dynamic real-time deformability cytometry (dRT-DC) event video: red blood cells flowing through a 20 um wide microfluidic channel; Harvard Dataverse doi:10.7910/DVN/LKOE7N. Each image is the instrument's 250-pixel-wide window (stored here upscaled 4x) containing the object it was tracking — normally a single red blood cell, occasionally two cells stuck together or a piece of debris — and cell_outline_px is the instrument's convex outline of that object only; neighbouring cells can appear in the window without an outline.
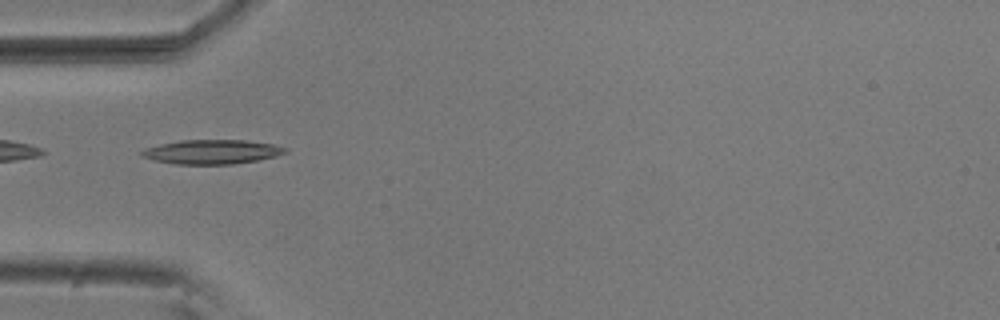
{"species": "common noctule bat (a hibernating species)", "species_latin": "Nyctalus noctula", "temperature_condition": "room temperature", "stored_images_in_passage": 53, "camera_frame_rate_fps": 3000, "um_per_image_px": 0.085, "animal": {"sex": "male", "body_mass_g": 20.5, "forearm_length_mm": 52.5}, "frame": {"image": 1, "passage_image": 16, "time_ms": 5.0, "image_size_px": [1000, 320], "cell_outline_px": [[288, 152], [276, 156], [256, 160], [232, 164], [176, 164], [156, 160], [140, 156], [140, 152], [144, 148], [160, 144], [180, 140], [244, 140], [272, 144], [288, 148]], "centroid_in_image_um": [18.01, 12.9], "position_along_channel_um": 67.0, "area_um2": 20.23}}
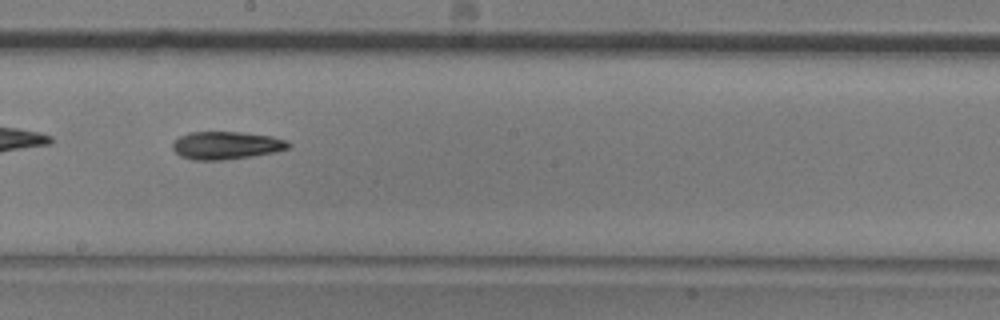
{"frame": {"image": 2, "passage_image": 29, "time_ms": 9.333, "image_size_px": [1000, 320], "cell_outline_px": [[292, 144], [288, 148], [276, 152], [252, 156], [220, 160], [192, 160], [180, 156], [172, 148], [172, 144], [180, 136], [188, 132], [240, 132], [272, 136], [284, 140]], "centroid_in_image_um": [19.22, 12.36], "position_along_channel_um": 229.0, "area_um2": 18.73}}
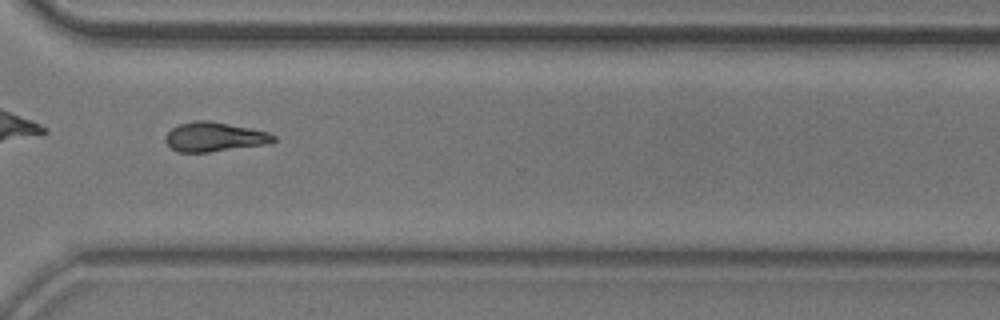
{"frame": {"image": 3, "passage_image": 39, "time_ms": 12.667, "image_size_px": [1000, 320], "cell_outline_px": [[276, 140], [264, 144], [208, 152], [176, 152], [164, 140], [164, 136], [172, 128], [180, 124], [192, 120], [208, 120], [268, 132], [276, 136]], "centroid_in_image_um": [18.17, 11.63], "position_along_channel_um": 352.4, "area_um2": 18.26}, "authors_computed_cell_mechanics": {"area_um2": 18.6116, "velocity_mm_per_s": 3.7141, "shape_relaxation_time_tau1_ms": 6.207, "shape_relaxation_time_tau2_ms": null, "deformation_change_tau1": 0.1495, "deformation_change_tau2": null}}